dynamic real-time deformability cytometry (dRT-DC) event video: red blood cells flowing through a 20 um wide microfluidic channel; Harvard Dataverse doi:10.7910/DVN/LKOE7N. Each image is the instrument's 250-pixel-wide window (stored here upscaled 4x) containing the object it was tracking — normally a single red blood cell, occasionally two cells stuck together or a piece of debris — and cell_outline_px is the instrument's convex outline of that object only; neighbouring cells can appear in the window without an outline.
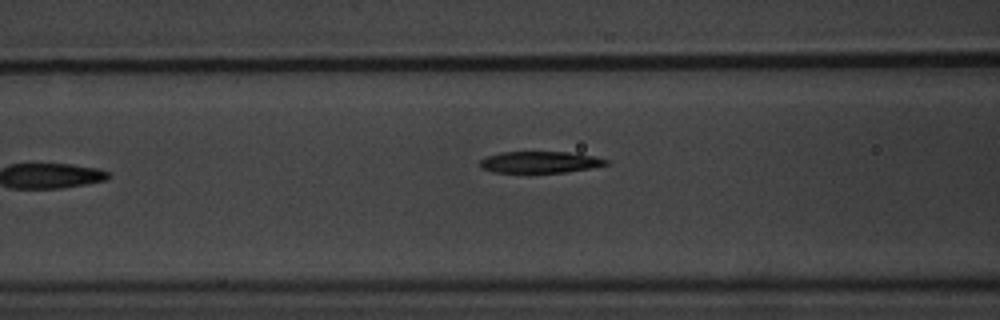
{"species": "common noctule bat (a hibernating species)", "species_latin": "Nyctalus noctula", "temperature_condition": "warm", "stored_images_in_passage": 8, "camera_frame_rate_fps": 3000, "um_per_image_px": 0.085, "animal": {"sex": "male", "body_mass_g": 20.1, "forearm_length_mm": 53.5}, "frame": {"image": 1, "passage_image": 7, "time_ms": 8.333, "image_size_px": [1000, 320], "cell_outline_px": [[608, 164], [592, 168], [564, 172], [492, 172], [480, 168], [480, 160], [488, 156], [500, 152], [568, 152], [592, 156], [608, 160]], "centroid_in_image_um": [45.87, 13.78], "position_along_channel_um": 120.7, "area_um2": 15.66}}
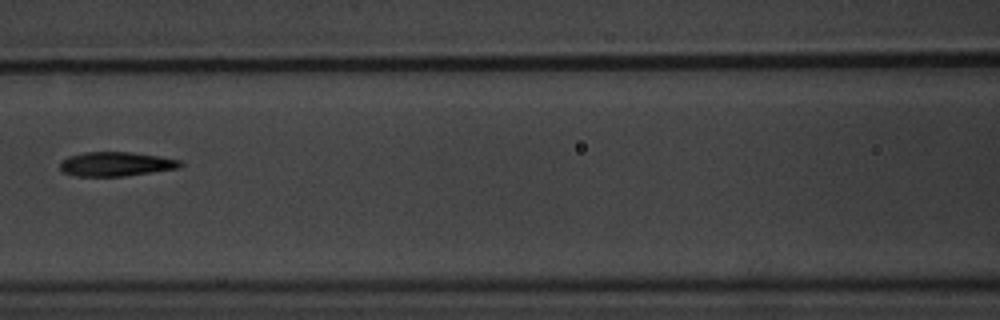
{"frame": {"image": 2, "passage_image": 8, "time_ms": 9.333, "image_size_px": [1000, 320], "cell_outline_px": [[184, 164], [180, 168], [124, 176], [76, 176], [64, 172], [60, 168], [60, 160], [68, 156], [84, 152], [132, 152], [160, 156], [180, 160]], "centroid_in_image_um": [9.87, 13.94], "position_along_channel_um": 156.7, "area_um2": 17.11}}